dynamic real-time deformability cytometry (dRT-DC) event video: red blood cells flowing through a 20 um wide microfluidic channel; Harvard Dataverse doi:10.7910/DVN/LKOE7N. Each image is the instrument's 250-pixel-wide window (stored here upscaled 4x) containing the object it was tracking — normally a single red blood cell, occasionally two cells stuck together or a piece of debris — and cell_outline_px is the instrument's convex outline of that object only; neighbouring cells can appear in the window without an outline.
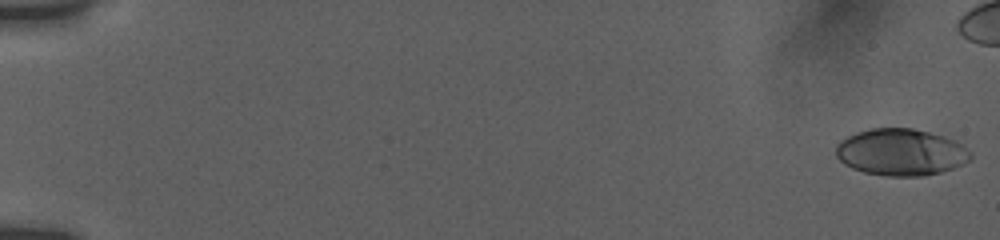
{"species": "human", "species_latin": "Homo sapiens", "temperature_condition": "room temperature", "stored_images_in_passage": 32, "camera_frame_rate_fps": 3000, "um_per_image_px": 0.085, "donor": {"sex": "female"}, "frame": {"image": 1, "passage_image": 1, "time_ms": 0.0, "image_size_px": [1000, 240], "cell_outline_px": [[972, 156], [964, 164], [940, 172], [924, 176], [888, 176], [864, 172], [852, 168], [844, 164], [836, 156], [836, 144], [840, 140], [856, 132], [872, 128], [912, 128], [944, 136], [960, 144], [972, 152]], "centroid_in_image_um": [76.56, 12.94], "position_along_channel_um": 8.4, "area_um2": 36.65}}